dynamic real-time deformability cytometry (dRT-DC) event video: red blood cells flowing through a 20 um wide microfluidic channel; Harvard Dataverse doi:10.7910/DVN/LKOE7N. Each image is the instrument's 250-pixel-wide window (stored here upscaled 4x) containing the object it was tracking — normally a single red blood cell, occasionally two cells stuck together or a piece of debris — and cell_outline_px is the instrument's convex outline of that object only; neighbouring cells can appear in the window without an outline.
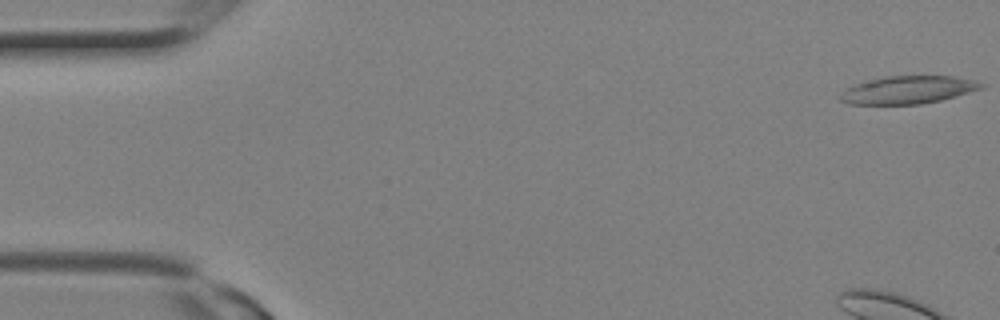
{"species": "Egyptian fruit bat (a non-hibernating species)", "species_latin": "Rousettus aegyptiacus", "temperature_condition": "room temperature", "stored_images_in_passage": 16, "camera_frame_rate_fps": 3000, "um_per_image_px": 0.085, "animal": {"sex": "female"}, "frame": {"image": 1, "passage_image": 1, "time_ms": 0.0, "image_size_px": [1000, 320], "cell_outline_px": [[984, 88], [940, 100], [920, 104], [848, 104], [840, 100], [840, 96], [844, 88], [856, 84], [884, 76], [952, 76], [976, 80], [984, 84]], "centroid_in_image_um": [77.18, 7.63], "position_along_channel_um": 7.8, "area_um2": 22.72}}
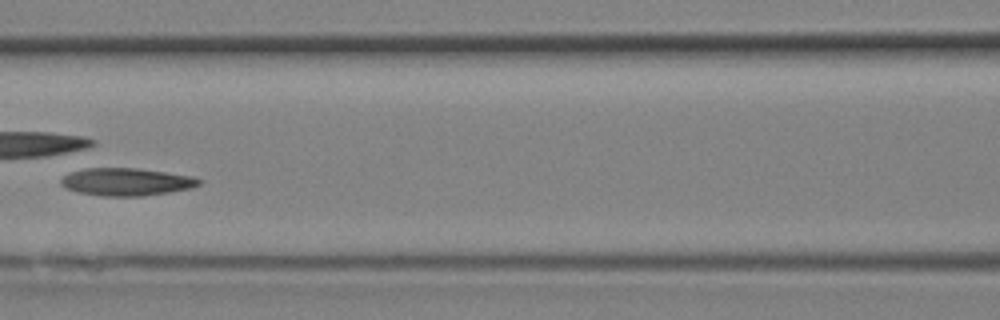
{"frame": {"image": 2, "passage_image": 12, "time_ms": 3.667, "image_size_px": [1000, 320], "cell_outline_px": [[204, 180], [200, 184], [192, 188], [168, 192], [140, 196], [104, 196], [80, 192], [68, 188], [60, 184], [60, 180], [64, 176], [72, 172], [84, 168], [136, 168], [192, 176]], "centroid_in_image_um": [10.78, 15.45], "position_along_channel_um": 155.8, "area_um2": 21.96}}